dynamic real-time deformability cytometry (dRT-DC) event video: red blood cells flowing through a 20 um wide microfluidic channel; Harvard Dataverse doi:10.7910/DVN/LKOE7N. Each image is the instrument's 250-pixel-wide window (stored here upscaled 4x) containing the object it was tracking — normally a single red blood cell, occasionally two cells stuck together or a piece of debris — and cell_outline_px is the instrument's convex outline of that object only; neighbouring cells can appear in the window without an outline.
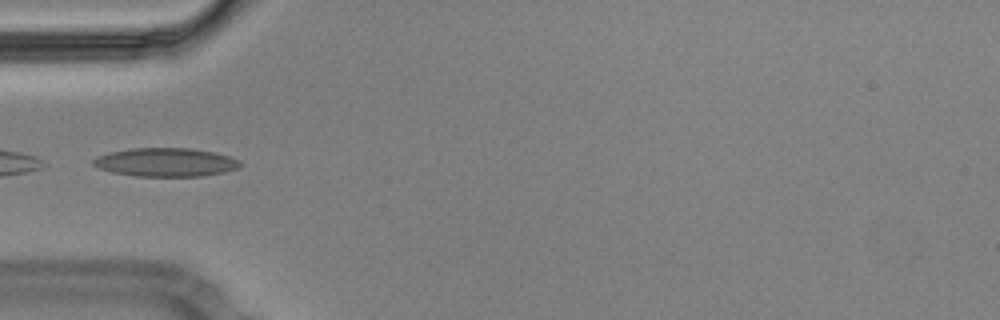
{"species": "Egyptian fruit bat (a non-hibernating species)", "species_latin": "Rousettus aegyptiacus", "temperature_condition": "cold", "stored_images_in_passage": 37, "camera_frame_rate_fps": 3000, "um_per_image_px": 0.085, "animal": {"sex": "male"}, "frame": {"image": 1, "passage_image": 1, "time_ms": 0.0, "image_size_px": [1000, 320], "cell_outline_px": [[240, 168], [224, 172], [200, 176], [136, 176], [112, 172], [100, 168], [92, 164], [92, 160], [96, 156], [112, 152], [132, 148], [192, 148], [212, 152], [228, 156], [240, 160]], "centroid_in_image_um": [14.09, 13.79], "position_along_channel_um": 70.9, "area_um2": 24.33}}
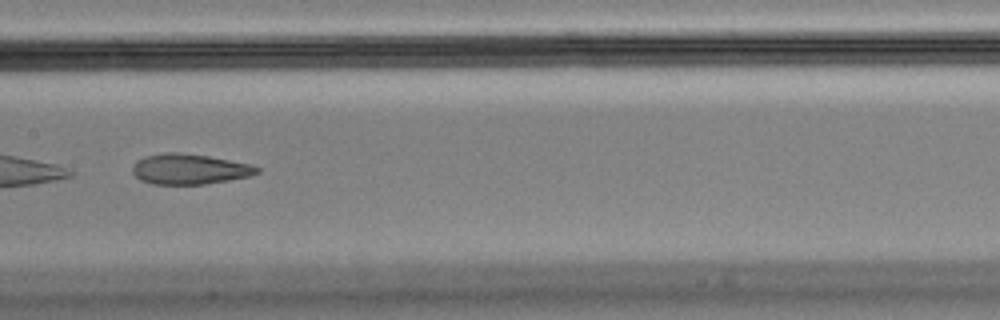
{"frame": {"image": 2, "passage_image": 11, "time_ms": 3.333, "image_size_px": [1000, 320], "cell_outline_px": [[260, 172], [248, 176], [228, 180], [204, 184], [152, 184], [140, 180], [132, 172], [132, 168], [136, 160], [144, 156], [164, 152], [176, 152], [208, 156], [252, 164], [260, 168]], "centroid_in_image_um": [16.08, 14.37], "position_along_channel_um": 191.3, "area_um2": 22.08}}